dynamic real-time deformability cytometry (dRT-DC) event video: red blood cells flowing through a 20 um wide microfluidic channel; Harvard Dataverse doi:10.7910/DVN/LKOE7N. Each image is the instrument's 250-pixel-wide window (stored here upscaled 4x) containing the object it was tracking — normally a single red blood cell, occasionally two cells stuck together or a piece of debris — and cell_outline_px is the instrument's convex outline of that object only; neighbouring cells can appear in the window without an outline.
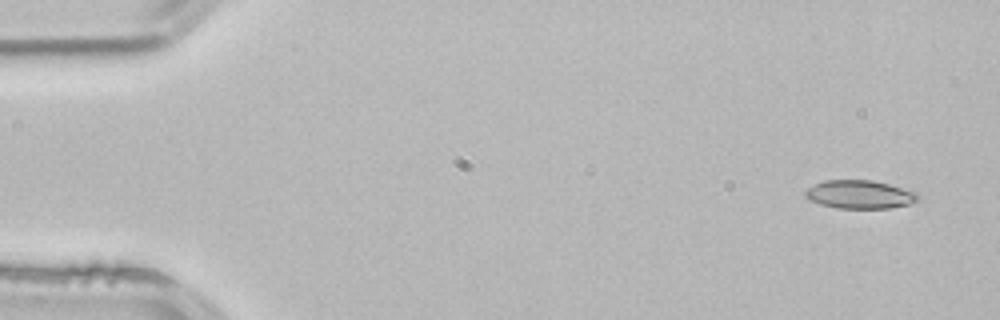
{"species": "common noctule bat (a hibernating species)", "species_latin": "Nyctalus noctula", "temperature_condition": "room temperature", "stored_images_in_passage": 50, "camera_frame_rate_fps": 3000, "um_per_image_px": 0.085, "animal": {"sex": "male", "body_mass_g": 21.5, "forearm_length_mm": 52.0}, "frame": {"image": 1, "passage_image": 1, "time_ms": 0.0, "image_size_px": [1000, 320], "cell_outline_px": [[920, 200], [908, 204], [888, 208], [836, 208], [820, 204], [808, 200], [804, 196], [804, 192], [808, 188], [824, 180], [872, 180], [888, 184], [916, 192], [920, 196]], "centroid_in_image_um": [73.06, 16.53], "position_along_channel_um": 11.9, "area_um2": 18.61}}
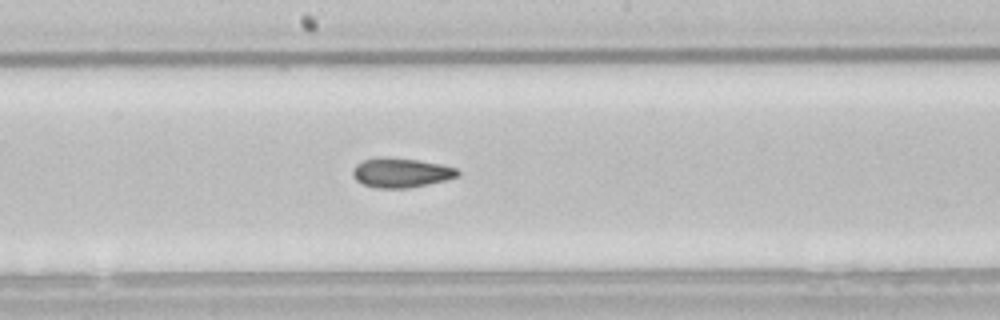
{"frame": {"image": 2, "passage_image": 26, "time_ms": 8.333, "image_size_px": [1000, 320], "cell_outline_px": [[460, 176], [428, 184], [408, 188], [376, 188], [364, 184], [356, 180], [352, 176], [352, 168], [356, 164], [364, 160], [416, 160], [440, 164], [456, 168], [460, 172]], "centroid_in_image_um": [34.11, 14.73], "position_along_channel_um": 214.1, "area_um2": 17.28}}
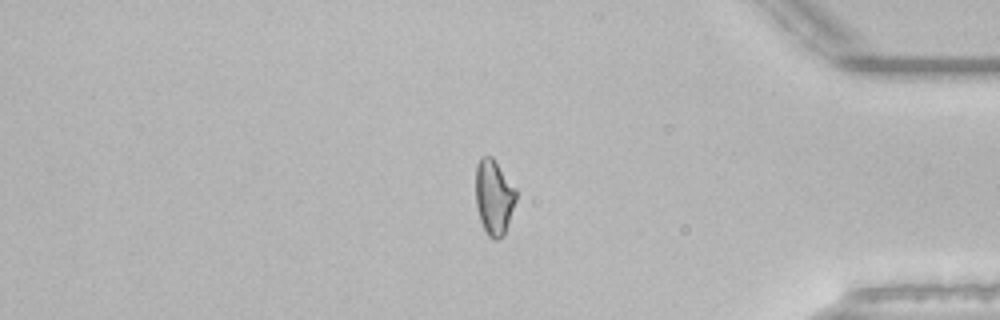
{"frame": {"image": 3, "passage_image": 42, "time_ms": 13.667, "image_size_px": [1000, 320], "cell_outline_px": [[516, 200], [504, 232], [496, 240], [492, 240], [488, 236], [480, 220], [476, 204], [476, 164], [480, 156], [492, 156], [516, 188]], "centroid_in_image_um": [41.96, 16.71], "position_along_channel_um": 393.2, "area_um2": 17.51}, "authors_computed_cell_mechanics": {"area_um2": 18.207, "velocity_mm_per_s": 3.8847, "shape_relaxation_time_tau1_ms": null, "shape_relaxation_time_tau2_ms": 2.3086, "deformation_change_tau1": null, "deformation_change_tau2": 0.077}}